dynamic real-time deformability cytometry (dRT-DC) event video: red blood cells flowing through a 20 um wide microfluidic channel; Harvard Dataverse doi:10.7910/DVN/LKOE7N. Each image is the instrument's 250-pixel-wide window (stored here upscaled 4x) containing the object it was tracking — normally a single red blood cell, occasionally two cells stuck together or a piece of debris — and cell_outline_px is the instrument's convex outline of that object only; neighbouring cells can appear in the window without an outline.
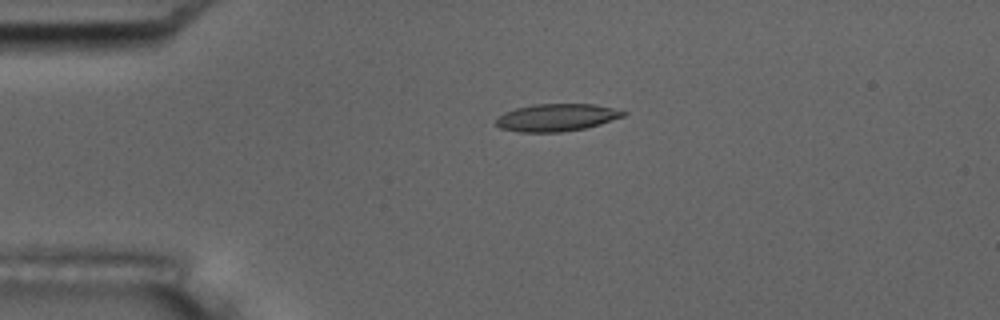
{"species": "common noctule bat (a hibernating species)", "species_latin": "Nyctalus noctula", "temperature_condition": "room temperature", "stored_images_in_passage": 5, "camera_frame_rate_fps": 3000, "um_per_image_px": 0.085, "animal": {"sex": "male", "body_mass_g": 17.5, "forearm_length_mm": 52.3}, "frame": {"image": 1, "passage_image": 4, "time_ms": 3.333, "image_size_px": [1000, 320], "cell_outline_px": [[628, 112], [624, 116], [600, 124], [584, 128], [560, 132], [520, 132], [500, 128], [496, 124], [496, 116], [504, 112], [516, 108], [532, 104], [596, 104]], "centroid_in_image_um": [47.28, 9.98], "position_along_channel_um": 37.7, "area_um2": 20.35}}